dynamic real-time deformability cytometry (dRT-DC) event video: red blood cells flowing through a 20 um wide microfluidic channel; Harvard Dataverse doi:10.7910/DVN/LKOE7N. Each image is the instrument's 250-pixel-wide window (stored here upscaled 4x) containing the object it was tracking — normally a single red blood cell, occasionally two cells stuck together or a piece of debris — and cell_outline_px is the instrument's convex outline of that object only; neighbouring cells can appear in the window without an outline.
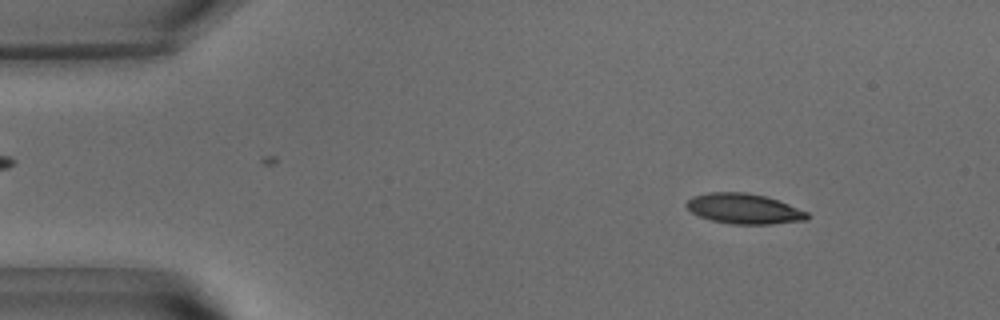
{"species": "common noctule bat (a hibernating species)", "species_latin": "Nyctalus noctula", "temperature_condition": "warm", "stored_images_in_passage": 13, "camera_frame_rate_fps": 3000, "um_per_image_px": 0.085, "animal": {"sex": "male", "body_mass_g": 15.6}, "frame": {"image": 1, "passage_image": 6, "time_ms": 1.667, "image_size_px": [1000, 320], "cell_outline_px": [[808, 220], [772, 224], [732, 224], [712, 220], [700, 216], [692, 212], [684, 204], [692, 196], [708, 192], [748, 192], [764, 196], [788, 204], [808, 212]], "centroid_in_image_um": [63.23, 17.74], "position_along_channel_um": 21.8, "area_um2": 21.21}}